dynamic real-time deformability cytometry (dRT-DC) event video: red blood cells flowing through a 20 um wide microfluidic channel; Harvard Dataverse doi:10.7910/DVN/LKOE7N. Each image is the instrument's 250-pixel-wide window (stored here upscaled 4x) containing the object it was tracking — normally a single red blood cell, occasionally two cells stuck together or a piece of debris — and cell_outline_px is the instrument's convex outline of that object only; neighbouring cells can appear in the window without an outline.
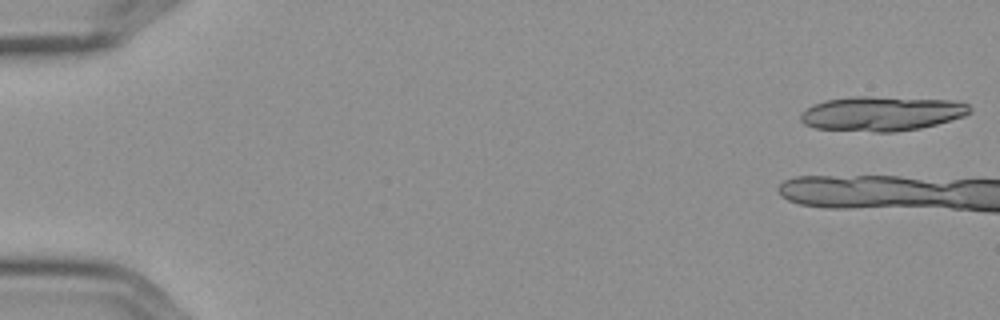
{"species": "Egyptian fruit bat (a non-hibernating species)", "species_latin": "Rousettus aegyptiacus", "temperature_condition": "cold", "stored_images_in_passage": 5, "camera_frame_rate_fps": 3000, "um_per_image_px": 0.085, "frame": {"image": 1, "passage_image": 1, "time_ms": 0.0, "image_size_px": [1000, 320], "cell_outline_px": [[972, 112], [964, 116], [936, 124], [920, 128], [892, 132], [876, 132], [816, 128], [804, 124], [800, 120], [800, 116], [812, 104], [824, 100], [852, 96], [872, 96], [952, 100], [968, 104], [972, 108]], "centroid_in_image_um": [74.95, 9.64], "position_along_channel_um": 10.0, "area_um2": 34.22}}